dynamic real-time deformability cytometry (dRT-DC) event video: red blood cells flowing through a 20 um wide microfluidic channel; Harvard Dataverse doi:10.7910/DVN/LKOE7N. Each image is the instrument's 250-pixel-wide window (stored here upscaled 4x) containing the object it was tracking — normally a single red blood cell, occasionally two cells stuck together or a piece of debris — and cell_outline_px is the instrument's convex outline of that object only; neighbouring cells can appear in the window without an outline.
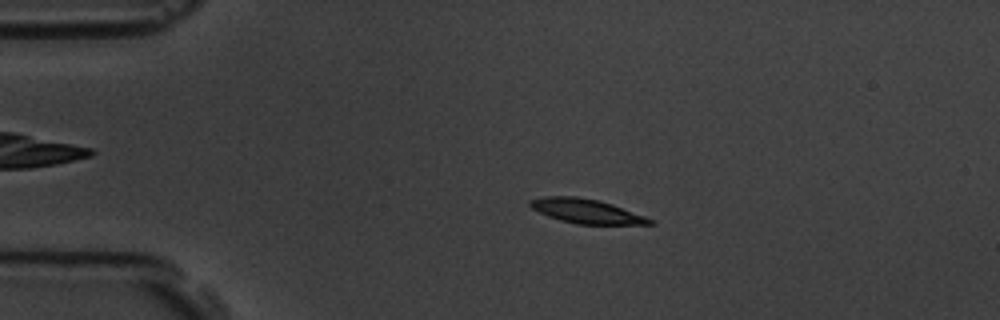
{"species": "common noctule bat (a hibernating species)", "species_latin": "Nyctalus noctula", "temperature_condition": "room temperature", "stored_images_in_passage": 6, "camera_frame_rate_fps": 3000, "um_per_image_px": 0.085, "animal": {"sex": "male", "body_mass_g": 19.5, "forearm_length_mm": 54.6}, "frame": {"image": 1, "passage_image": 3, "time_ms": 2.333, "image_size_px": [1000, 320], "cell_outline_px": [[656, 224], [576, 224], [560, 220], [548, 216], [532, 208], [528, 204], [528, 200], [544, 196], [576, 196], [600, 200], [612, 204], [656, 220]], "centroid_in_image_um": [49.85, 17.94], "position_along_channel_um": 35.2, "area_um2": 17.05}}
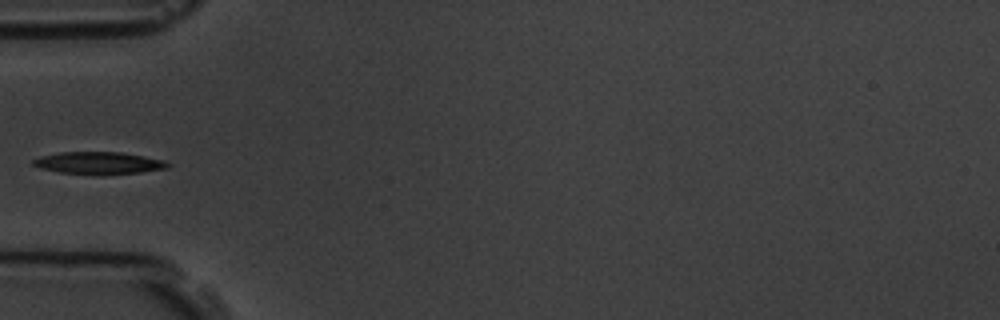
{"frame": {"image": 2, "passage_image": 5, "time_ms": 4.667, "image_size_px": [1000, 320], "cell_outline_px": [[172, 164], [168, 168], [140, 172], [100, 176], [60, 172], [40, 168], [32, 164], [32, 160], [40, 156], [60, 152], [120, 152], [144, 156], [164, 160]], "centroid_in_image_um": [8.41, 13.87], "position_along_channel_um": 76.6, "area_um2": 17.74}}
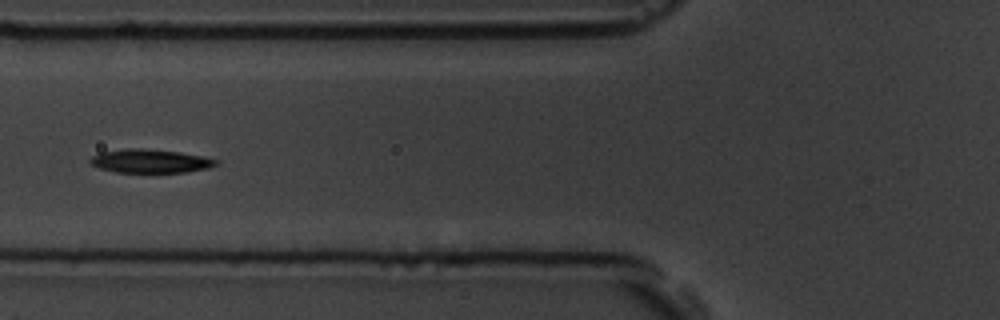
{"frame": {"image": 3, "passage_image": 6, "time_ms": 5.667, "image_size_px": [1000, 320], "cell_outline_px": [[220, 160], [216, 164], [208, 168], [184, 172], [116, 172], [100, 168], [92, 164], [88, 160], [92, 156], [100, 152], [128, 148], [140, 148], [180, 152]], "centroid_in_image_um": [12.75, 13.68], "position_along_channel_um": 113.1, "area_um2": 17.11}}